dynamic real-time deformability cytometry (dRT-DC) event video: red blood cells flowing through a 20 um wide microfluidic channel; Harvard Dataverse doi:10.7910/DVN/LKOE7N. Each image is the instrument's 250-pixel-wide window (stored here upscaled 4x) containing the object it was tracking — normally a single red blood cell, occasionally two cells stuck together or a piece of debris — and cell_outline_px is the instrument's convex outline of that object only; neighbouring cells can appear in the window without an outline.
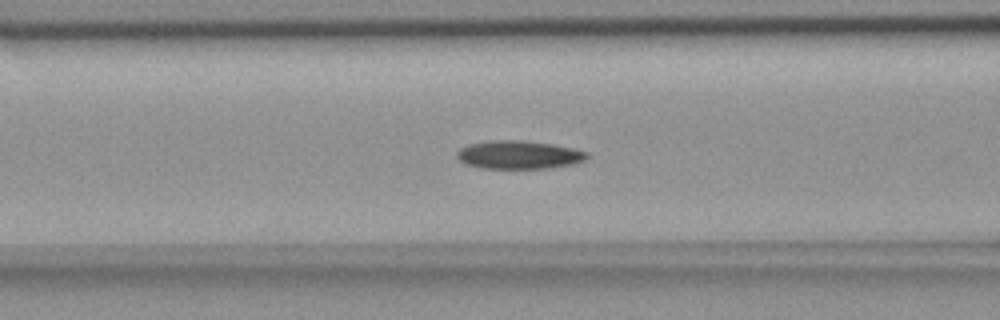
{"species": "common noctule bat (a hibernating species)", "species_latin": "Nyctalus noctula", "temperature_condition": "room temperature", "stored_images_in_passage": 42, "camera_frame_rate_fps": 3000, "um_per_image_px": 0.085, "animal": {"sex": "female", "body_mass_g": 18.4}, "frame": {"image": 1, "passage_image": 8, "time_ms": 2.333, "image_size_px": [1000, 320], "cell_outline_px": [[588, 156], [584, 160], [572, 164], [548, 168], [480, 168], [468, 164], [460, 160], [456, 156], [456, 152], [460, 148], [468, 144], [492, 140], [520, 140], [552, 144], [572, 148], [588, 152]], "centroid_in_image_um": [44.08, 13.15], "position_along_channel_um": 122.5, "area_um2": 21.27}}
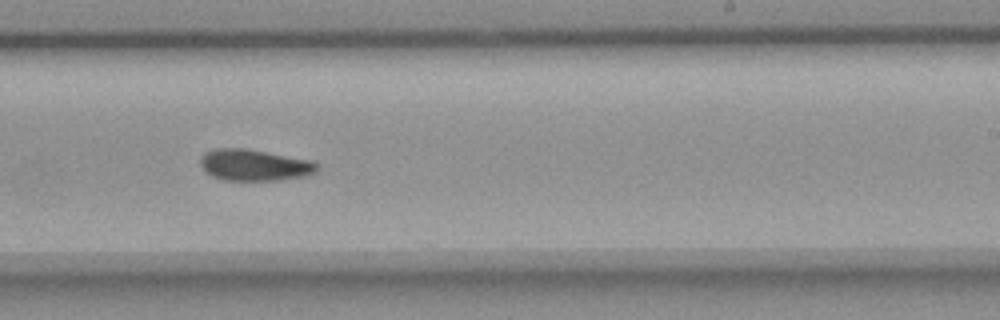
{"frame": {"image": 2, "passage_image": 20, "time_ms": 6.333, "image_size_px": [1000, 320], "cell_outline_px": [[320, 168], [316, 172], [308, 176], [280, 180], [224, 180], [212, 176], [204, 172], [200, 164], [200, 156], [204, 152], [216, 148], [244, 148], [312, 160], [320, 164]], "centroid_in_image_um": [21.64, 14.03], "position_along_channel_um": 267.4, "area_um2": 21.73}}
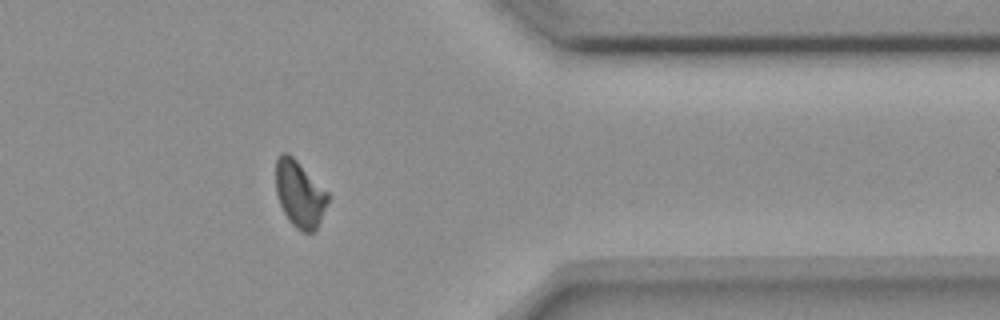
{"frame": {"image": 3, "passage_image": 31, "time_ms": 10.0, "image_size_px": [1000, 320], "cell_outline_px": [[328, 200], [316, 232], [304, 232], [296, 228], [288, 220], [280, 204], [276, 192], [276, 160], [280, 152], [288, 152], [328, 192]], "centroid_in_image_um": [25.46, 16.49], "position_along_channel_um": 385.9, "area_um2": 20.06}, "authors_computed_cell_mechanics": {"area_um2": 21.097, "velocity_mm_per_s": 3.6397, "shape_relaxation_time_tau1_ms": null, "shape_relaxation_time_tau2_ms": 5.6845, "deformation_change_tau1": null, "deformation_change_tau2": 0.1059}}